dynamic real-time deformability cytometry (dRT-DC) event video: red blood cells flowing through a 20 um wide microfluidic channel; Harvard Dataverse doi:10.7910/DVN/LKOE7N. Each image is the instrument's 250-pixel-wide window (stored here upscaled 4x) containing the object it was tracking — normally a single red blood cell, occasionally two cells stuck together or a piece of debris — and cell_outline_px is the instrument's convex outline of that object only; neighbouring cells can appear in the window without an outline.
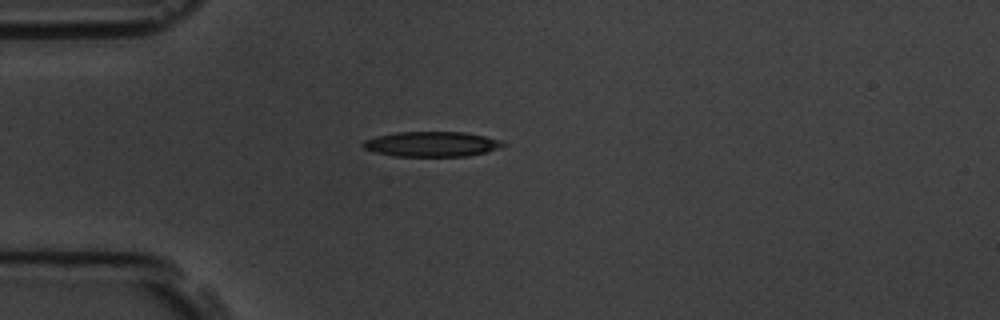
{"species": "common noctule bat (a hibernating species)", "species_latin": "Nyctalus noctula", "temperature_condition": "room temperature", "stored_images_in_passage": 2, "camera_frame_rate_fps": 3000, "um_per_image_px": 0.085, "animal": {"sex": "male", "body_mass_g": 19.5, "forearm_length_mm": 54.6}, "frame": {"image": 1, "passage_image": 1, "time_ms": 0.0, "image_size_px": [1000, 320], "cell_outline_px": [[504, 144], [488, 152], [468, 156], [392, 156], [376, 152], [364, 148], [360, 144], [364, 140], [376, 136], [396, 132], [464, 132], [484, 136], [500, 140]], "centroid_in_image_um": [36.64, 12.25], "position_along_channel_um": 48.4, "area_um2": 20.35}}